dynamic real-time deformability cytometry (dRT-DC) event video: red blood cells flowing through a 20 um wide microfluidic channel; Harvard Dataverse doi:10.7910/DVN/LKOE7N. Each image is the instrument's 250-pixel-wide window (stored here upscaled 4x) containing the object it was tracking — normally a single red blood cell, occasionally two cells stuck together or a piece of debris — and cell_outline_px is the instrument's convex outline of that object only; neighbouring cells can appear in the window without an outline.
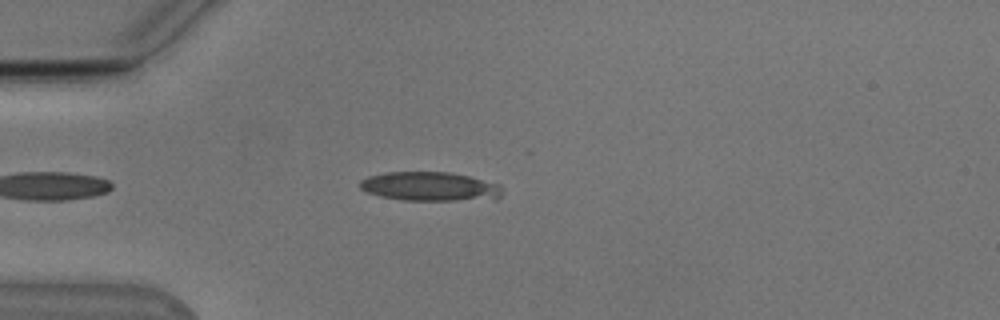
{"species": "Egyptian fruit bat (a non-hibernating species)", "species_latin": "Rousettus aegyptiacus", "temperature_condition": "cold", "stored_images_in_passage": 8, "camera_frame_rate_fps": 3000, "um_per_image_px": 0.085, "animal": {"sex": "male"}, "frame": {"image": 1, "passage_image": 6, "time_ms": 1.667, "image_size_px": [1000, 320], "cell_outline_px": [[504, 192], [496, 200], [400, 200], [380, 196], [368, 192], [360, 188], [360, 180], [368, 176], [388, 172], [452, 172], [500, 184]], "centroid_in_image_um": [36.6, 15.86], "position_along_channel_um": 48.4, "area_um2": 24.33}}